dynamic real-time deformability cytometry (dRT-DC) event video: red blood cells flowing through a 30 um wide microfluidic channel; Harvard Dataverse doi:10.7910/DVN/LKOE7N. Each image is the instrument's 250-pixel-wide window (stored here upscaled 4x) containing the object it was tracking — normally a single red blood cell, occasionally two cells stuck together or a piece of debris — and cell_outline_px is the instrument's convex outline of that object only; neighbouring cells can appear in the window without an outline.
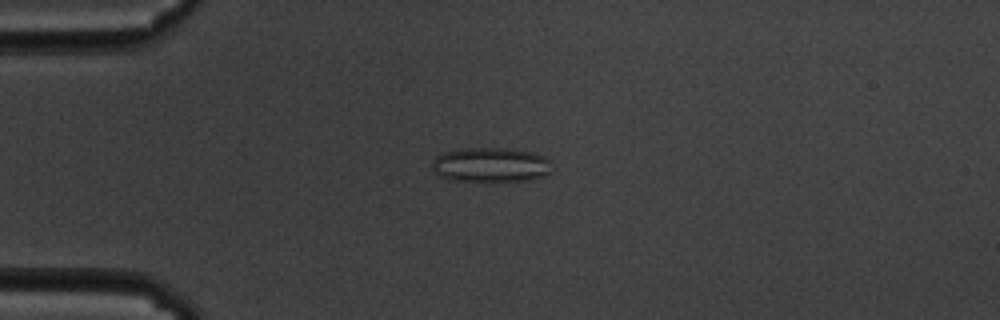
{"species": "common noctule bat (a hibernating species)", "species_latin": "Nyctalus noctula", "temperature_condition": "cold", "stored_images_in_passage": 58, "camera_frame_rate_fps": 3000, "um_per_image_px": 0.085, "animal": {"sex": "male", "body_mass_g": 19.5, "forearm_length_mm": 54.6}, "frame": {"image": 1, "passage_image": 14, "time_ms": 4.333, "image_size_px": [1000, 320], "cell_outline_px": [[548, 172], [544, 176], [528, 180], [448, 180], [440, 176], [432, 168], [432, 160], [436, 156], [444, 152], [464, 148], [508, 148], [532, 152], [544, 156], [548, 160]], "centroid_in_image_um": [41.66, 13.99], "position_along_channel_um": 43.3, "area_um2": 23.76}}
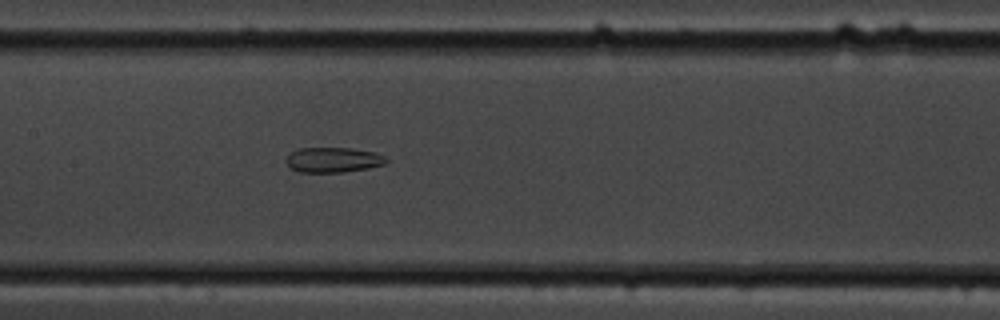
{"frame": {"image": 2, "passage_image": 28, "time_ms": 9.0, "image_size_px": [1000, 320], "cell_outline_px": [[388, 160], [384, 164], [368, 168], [344, 172], [300, 172], [292, 168], [284, 160], [292, 152], [300, 148], [352, 148], [376, 152], [384, 156]], "centroid_in_image_um": [28.34, 13.58], "position_along_channel_um": 179.1, "area_um2": 14.57}}
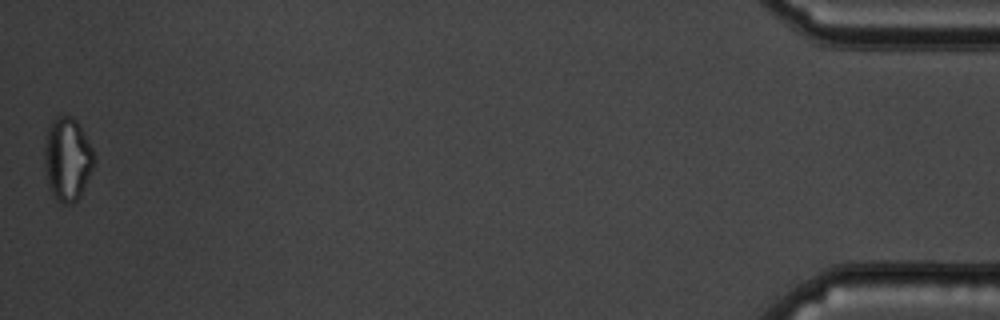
{"frame": {"image": 3, "passage_image": 58, "time_ms": 19.0, "image_size_px": [1000, 320], "cell_outline_px": [[96, 160], [80, 196], [76, 200], [68, 204], [64, 204], [48, 188], [44, 164], [44, 148], [48, 128], [52, 120], [56, 116], [72, 116], [76, 120], [92, 148], [96, 156]], "centroid_in_image_um": [5.72, 13.5], "position_along_channel_um": 429.5, "area_um2": 23.93}, "authors_computed_cell_mechanics": {"area_um2": 21.2704, "velocity_mm_per_s": 3.4012, "shape_relaxation_time_tau1_ms": null, "shape_relaxation_time_tau2_ms": 3.3461, "deformation_change_tau1": null, "deformation_change_tau2": 0.1032}}